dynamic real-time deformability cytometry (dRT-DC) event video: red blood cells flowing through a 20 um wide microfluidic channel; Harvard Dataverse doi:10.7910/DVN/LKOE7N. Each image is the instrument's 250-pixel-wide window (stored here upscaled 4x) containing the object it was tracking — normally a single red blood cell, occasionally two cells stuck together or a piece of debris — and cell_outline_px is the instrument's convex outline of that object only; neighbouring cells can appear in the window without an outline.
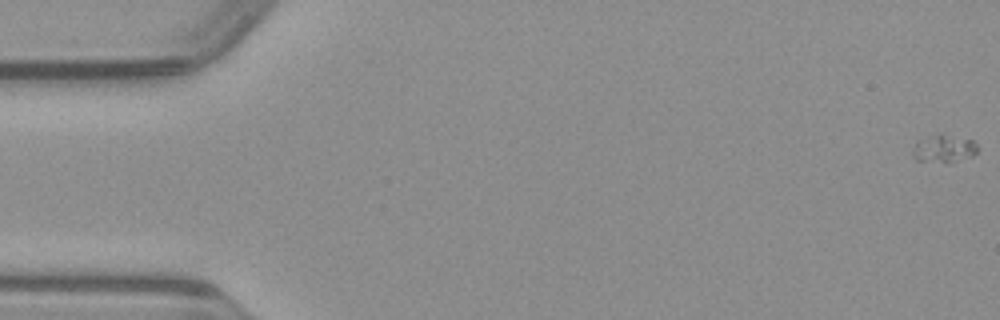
{"species": "common noctule bat (a hibernating species)", "species_latin": "Nyctalus noctula", "temperature_condition": "warm", "stored_images_in_passage": 50, "camera_frame_rate_fps": 3000, "um_per_image_px": 0.085, "animal": {"sex": "male", "body_mass_g": 23.1, "forearm_length_mm": 52.7}, "frame": {"image": 1, "passage_image": 1, "time_ms": 0.0, "image_size_px": [1000, 320], "cell_outline_px": [[976, 152], [972, 156], [956, 160], [916, 160], [912, 156], [912, 148], [916, 140], [940, 132], [972, 140], [976, 144]], "centroid_in_image_um": [80.16, 12.56], "position_along_channel_um": 4.8, "area_um2": 10.23}}
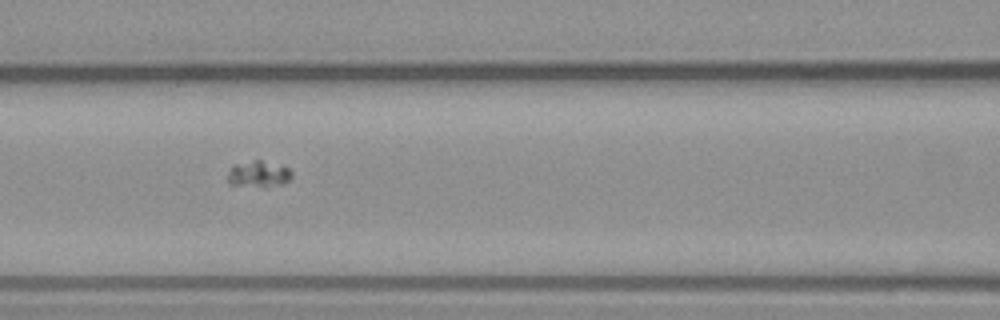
{"frame": {"image": 2, "passage_image": 22, "time_ms": 7.0, "image_size_px": [1000, 320], "cell_outline_px": [[292, 176], [284, 184], [264, 188], [228, 184], [228, 172], [232, 164], [256, 160], [260, 160], [288, 168], [292, 172]], "centroid_in_image_um": [21.95, 14.82], "position_along_channel_um": 144.7, "area_um2": 10.0}}
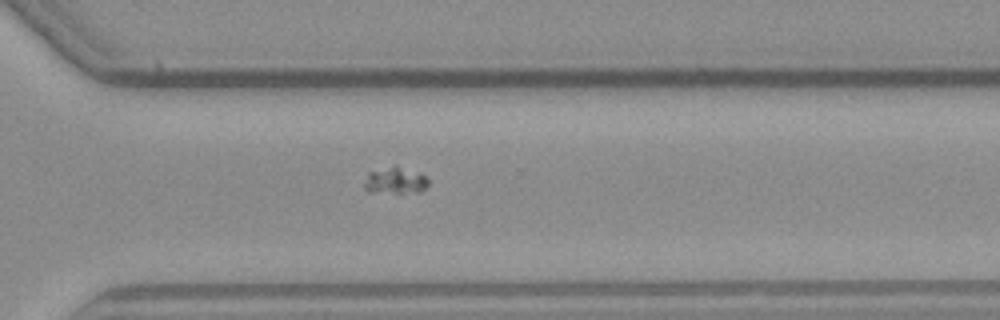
{"frame": {"image": 3, "passage_image": 36, "time_ms": 11.667, "image_size_px": [1000, 320], "cell_outline_px": [[428, 184], [420, 192], [368, 192], [364, 188], [364, 180], [368, 172], [396, 164], [420, 172], [428, 180]], "centroid_in_image_um": [33.57, 15.31], "position_along_channel_um": 337.0, "area_um2": 10.12}}